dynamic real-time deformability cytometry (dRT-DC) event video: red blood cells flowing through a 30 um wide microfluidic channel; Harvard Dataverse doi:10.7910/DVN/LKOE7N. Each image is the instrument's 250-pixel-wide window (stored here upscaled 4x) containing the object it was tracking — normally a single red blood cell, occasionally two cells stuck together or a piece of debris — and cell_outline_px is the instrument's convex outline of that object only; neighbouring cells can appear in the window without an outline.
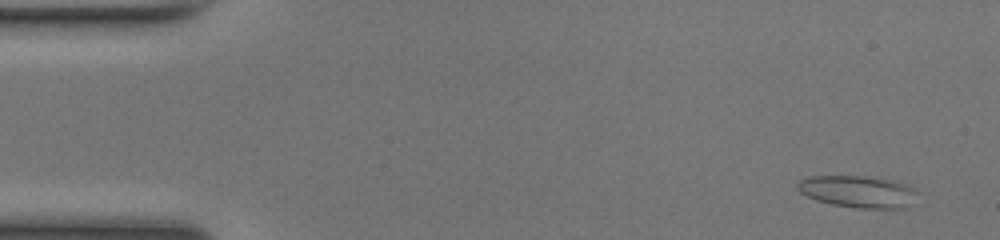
{"species": "common noctule bat (a hibernating species)", "species_latin": "Nyctalus noctula", "temperature_condition": "room temperature", "stored_images_in_passage": 49, "camera_frame_rate_fps": 3000, "um_per_image_px": 0.085, "animal": {"sex": "female", "body_mass_g": 17.0, "forearm_length_mm": 48.0}, "frame": {"image": 1, "passage_image": 3, "time_ms": 0.667, "image_size_px": [1000, 240], "cell_outline_px": [[916, 192], [904, 208], [856, 208], [832, 204], [816, 200], [800, 192], [796, 188], [796, 184], [800, 180], [808, 176], [868, 176], [892, 180], [908, 184], [916, 188]], "centroid_in_image_um": [72.88, 16.27], "position_along_channel_um": 12.1, "area_um2": 22.2}}
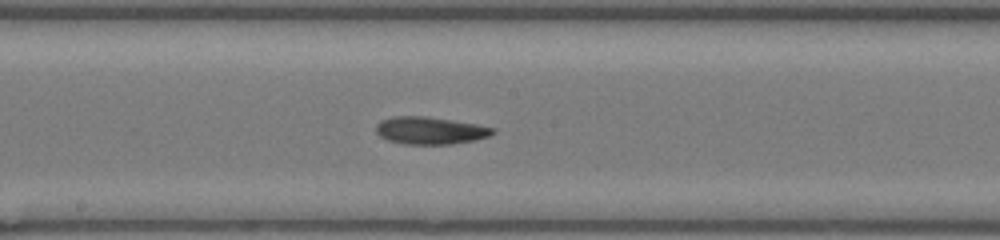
{"frame": {"image": 2, "passage_image": 26, "time_ms": 8.333, "image_size_px": [1000, 240], "cell_outline_px": [[496, 132], [488, 136], [476, 140], [452, 144], [404, 144], [388, 140], [380, 136], [376, 132], [376, 124], [380, 120], [392, 116], [428, 116], [476, 124], [492, 128]], "centroid_in_image_um": [36.53, 11.09], "position_along_channel_um": 211.7, "area_um2": 18.67}}
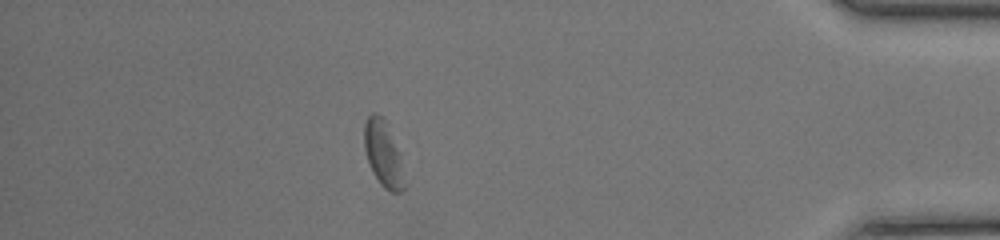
{"frame": {"image": 3, "passage_image": 43, "time_ms": 14.0, "image_size_px": [1000, 240], "cell_outline_px": [[404, 188], [400, 192], [392, 192], [384, 188], [380, 184], [372, 172], [364, 148], [364, 124], [368, 116], [372, 112], [376, 112], [384, 116], [400, 152]], "centroid_in_image_um": [32.56, 13.01], "position_along_channel_um": 402.6, "area_um2": 15.49}, "authors_computed_cell_mechanics": {"area_um2": 18.2648, "velocity_mm_per_s": 4.2022, "shape_relaxation_time_tau1_ms": 4.8747, "shape_relaxation_time_tau2_ms": null, "deformation_change_tau1": 0.1394, "deformation_change_tau2": null}}